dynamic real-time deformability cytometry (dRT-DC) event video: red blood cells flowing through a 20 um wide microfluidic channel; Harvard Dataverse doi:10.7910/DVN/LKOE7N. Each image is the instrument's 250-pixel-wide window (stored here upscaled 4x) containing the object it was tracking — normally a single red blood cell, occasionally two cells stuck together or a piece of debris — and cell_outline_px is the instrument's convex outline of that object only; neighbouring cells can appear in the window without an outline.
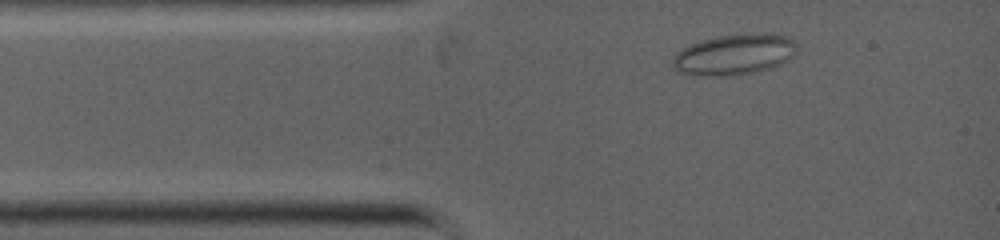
{"species": "common noctule bat (a hibernating species)", "species_latin": "Nyctalus noctula", "temperature_condition": "warm", "stored_images_in_passage": 28, "camera_frame_rate_fps": 5000, "um_per_image_px": 0.085, "animal": {"sex": "female", "body_mass_g": 19.0, "forearm_length_mm": 53.3}, "frame": {"image": 1, "passage_image": 1, "time_ms": 0.0, "image_size_px": [1000, 240], "cell_outline_px": [[792, 56], [788, 60], [772, 68], [736, 76], [692, 76], [680, 72], [672, 64], [672, 56], [676, 52], [700, 40], [716, 36], [756, 32], [772, 32], [788, 36], [792, 40]], "centroid_in_image_um": [62.37, 4.63], "position_along_channel_um": 22.6, "area_um2": 29.82}}
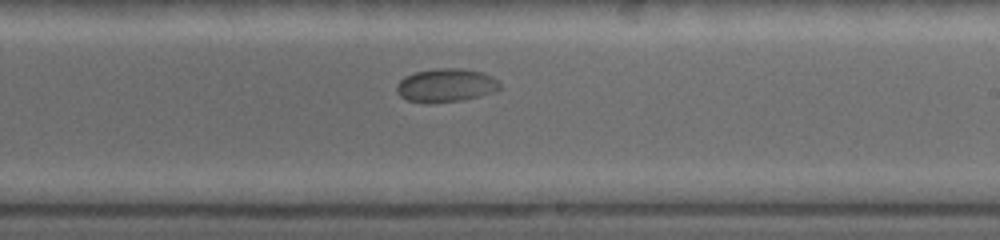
{"frame": {"image": 2, "passage_image": 17, "time_ms": 5.4, "image_size_px": [1000, 240], "cell_outline_px": [[500, 88], [492, 92], [480, 96], [460, 100], [408, 100], [400, 96], [396, 92], [396, 84], [404, 76], [412, 72], [436, 68], [460, 68], [484, 72], [500, 80]], "centroid_in_image_um": [37.93, 7.19], "position_along_channel_um": 251.1, "area_um2": 19.71}}
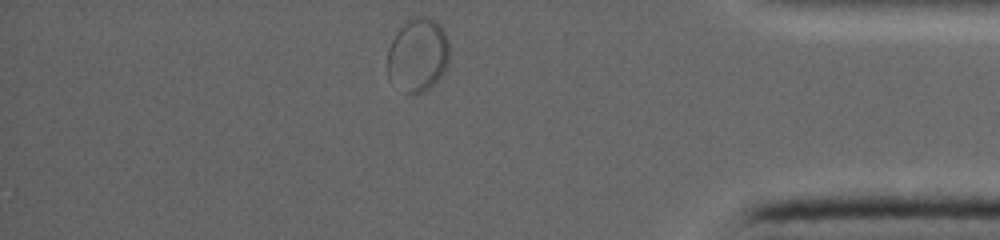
{"frame": {"image": 3, "passage_image": 28, "time_ms": 9.2, "image_size_px": [1000, 240], "cell_outline_px": [[448, 60], [440, 76], [428, 88], [420, 92], [404, 92], [388, 80], [388, 48], [396, 32], [408, 16], [428, 16], [436, 20], [440, 24], [448, 40]], "centroid_in_image_um": [35.48, 4.6], "position_along_channel_um": 399.7, "area_um2": 26.59}}